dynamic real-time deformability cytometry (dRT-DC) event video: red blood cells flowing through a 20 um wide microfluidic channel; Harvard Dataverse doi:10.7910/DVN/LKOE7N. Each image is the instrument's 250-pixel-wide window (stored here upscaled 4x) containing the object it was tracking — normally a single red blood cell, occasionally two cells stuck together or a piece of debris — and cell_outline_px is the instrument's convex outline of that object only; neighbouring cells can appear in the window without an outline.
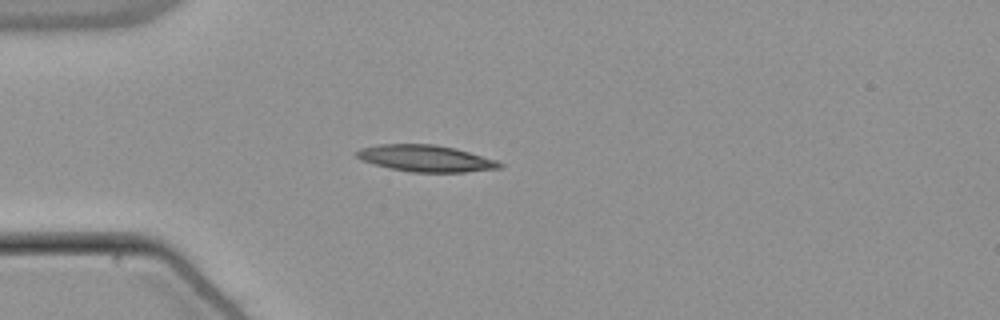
{"species": "common noctule bat (a hibernating species)", "species_latin": "Nyctalus noctula", "temperature_condition": "warm", "stored_images_in_passage": 40, "camera_frame_rate_fps": 3000, "um_per_image_px": 0.085, "animal": {"sex": "male", "body_mass_g": 21.5, "forearm_length_mm": 52.0}, "frame": {"image": 1, "passage_image": 1, "time_ms": 0.0, "image_size_px": [1000, 320], "cell_outline_px": [[504, 164], [500, 168], [464, 172], [416, 172], [392, 168], [376, 164], [364, 160], [356, 156], [356, 152], [364, 148], [380, 144], [432, 144], [452, 148], [468, 152], [496, 160]], "centroid_in_image_um": [36.23, 13.46], "position_along_channel_um": 48.8, "area_um2": 21.5}}
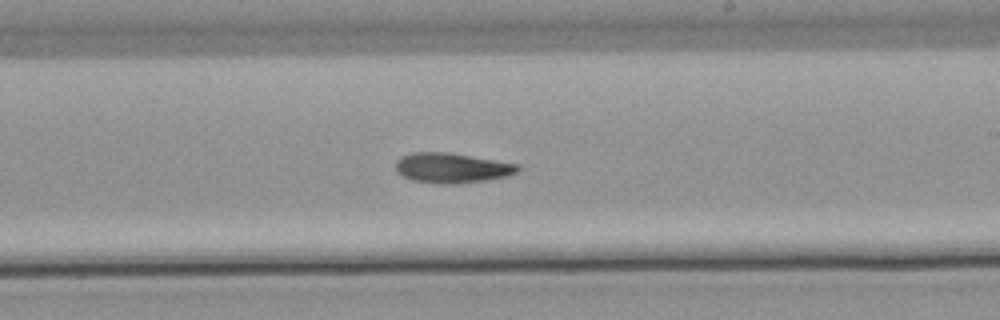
{"frame": {"image": 2, "passage_image": 18, "time_ms": 5.667, "image_size_px": [1000, 320], "cell_outline_px": [[520, 168], [516, 172], [504, 176], [484, 180], [412, 180], [396, 172], [396, 160], [412, 152], [448, 152], [516, 164]], "centroid_in_image_um": [38.36, 14.2], "position_along_channel_um": 250.6, "area_um2": 19.71}}
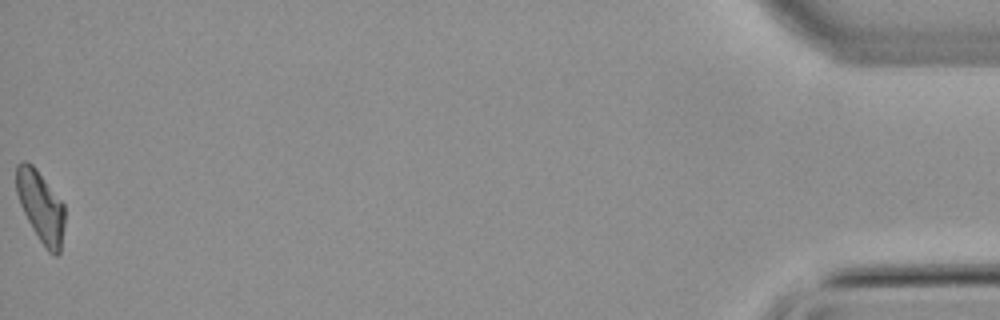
{"frame": {"image": 3, "passage_image": 40, "time_ms": 13.0, "image_size_px": [1000, 320], "cell_outline_px": [[64, 224], [60, 252], [56, 256], [52, 256], [48, 252], [32, 228], [20, 204], [16, 192], [16, 164], [20, 160], [24, 160], [32, 164], [36, 168], [64, 204]], "centroid_in_image_um": [3.45, 17.54], "position_along_channel_um": 431.7, "area_um2": 20.06}}